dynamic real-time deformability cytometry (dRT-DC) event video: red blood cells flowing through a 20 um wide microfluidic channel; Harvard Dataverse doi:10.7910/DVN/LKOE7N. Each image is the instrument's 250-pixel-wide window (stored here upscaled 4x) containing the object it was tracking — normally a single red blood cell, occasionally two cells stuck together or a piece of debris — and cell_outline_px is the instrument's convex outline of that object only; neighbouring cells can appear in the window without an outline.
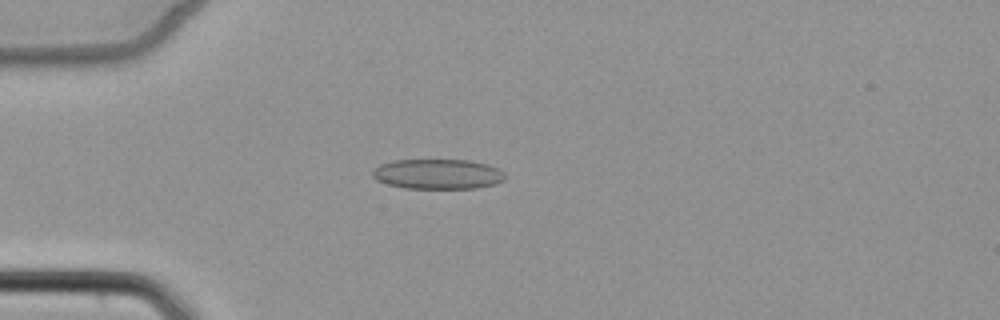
{"species": "common noctule bat (a hibernating species)", "species_latin": "Nyctalus noctula", "temperature_condition": "cold", "stored_images_in_passage": 6, "camera_frame_rate_fps": 3000, "um_per_image_px": 0.085, "animal": {"sex": "female", "body_mass_g": 22.7, "forearm_length_mm": 54.2}, "frame": {"image": 1, "passage_image": 4, "time_ms": 4.667, "image_size_px": [1000, 320], "cell_outline_px": [[504, 180], [496, 184], [476, 188], [404, 188], [388, 184], [376, 180], [372, 176], [372, 172], [380, 164], [392, 160], [468, 160], [488, 164], [504, 172]], "centroid_in_image_um": [37.2, 14.79], "position_along_channel_um": 47.8, "area_um2": 23.18}}